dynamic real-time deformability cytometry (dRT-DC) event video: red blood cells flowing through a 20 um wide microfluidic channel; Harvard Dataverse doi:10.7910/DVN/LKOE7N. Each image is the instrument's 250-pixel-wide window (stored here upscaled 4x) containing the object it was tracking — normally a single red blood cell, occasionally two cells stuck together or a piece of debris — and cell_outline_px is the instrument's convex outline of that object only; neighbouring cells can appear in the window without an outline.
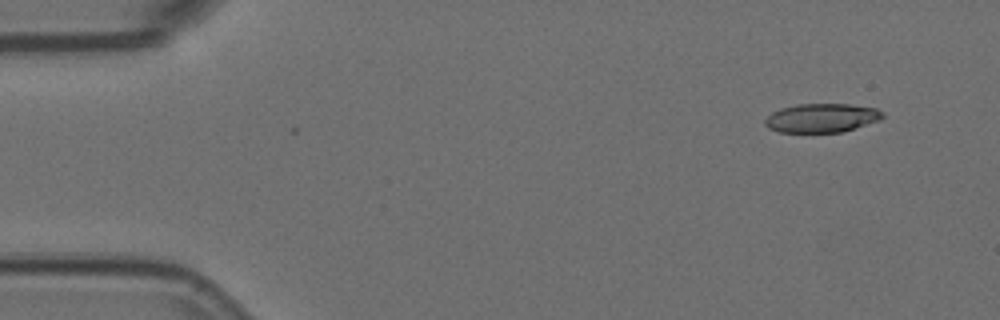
{"species": "Egyptian fruit bat (a non-hibernating species)", "species_latin": "Rousettus aegyptiacus", "temperature_condition": "room temperature", "stored_images_in_passage": 3, "camera_frame_rate_fps": 3000, "um_per_image_px": 0.085, "animal": {"sex": "female"}, "frame": {"image": 1, "passage_image": 1, "time_ms": 0.0, "image_size_px": [1000, 320], "cell_outline_px": [[884, 116], [880, 120], [840, 132], [780, 132], [768, 128], [764, 124], [764, 120], [772, 112], [780, 108], [796, 104], [848, 104], [876, 108], [884, 112]], "centroid_in_image_um": [69.82, 10.02], "position_along_channel_um": 15.2, "area_um2": 19.77}}